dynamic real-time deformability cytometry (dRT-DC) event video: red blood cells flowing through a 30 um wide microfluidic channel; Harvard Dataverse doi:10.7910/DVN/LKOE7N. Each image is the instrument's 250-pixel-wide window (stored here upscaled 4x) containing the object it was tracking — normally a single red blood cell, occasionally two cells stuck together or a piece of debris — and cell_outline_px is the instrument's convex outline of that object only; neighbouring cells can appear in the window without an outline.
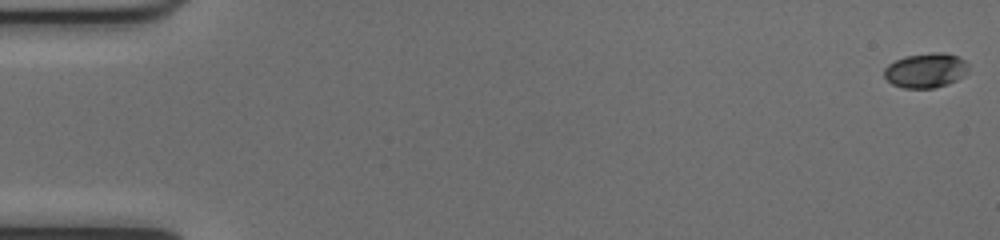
{"species": "common noctule bat (a hibernating species)", "species_latin": "Nyctalus noctula", "temperature_condition": "cold", "stored_images_in_passage": 53, "camera_frame_rate_fps": 3000, "um_per_image_px": 0.085, "animal": {"sex": "female", "body_mass_g": 17.0, "forearm_length_mm": 48.0}, "frame": {"image": 1, "passage_image": 1, "time_ms": 0.0, "image_size_px": [1000, 240], "cell_outline_px": [[968, 72], [956, 80], [948, 84], [932, 88], [904, 88], [892, 84], [884, 76], [884, 68], [888, 64], [904, 56], [936, 52], [944, 52], [956, 56], [964, 60], [968, 64]], "centroid_in_image_um": [78.68, 5.98], "position_along_channel_um": 6.3, "area_um2": 16.99}}
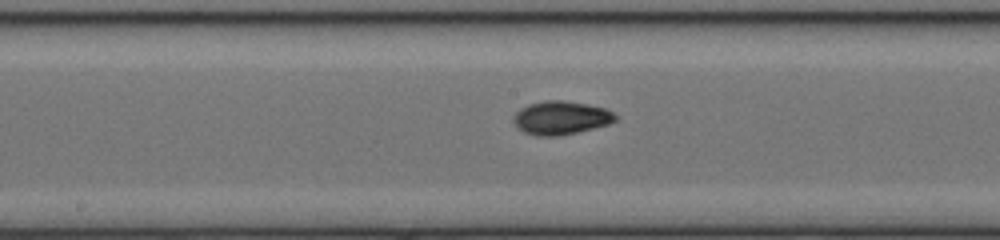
{"frame": {"image": 2, "passage_image": 28, "time_ms": 9.0, "image_size_px": [1000, 240], "cell_outline_px": [[616, 120], [608, 124], [576, 132], [556, 136], [536, 136], [524, 132], [512, 120], [516, 112], [520, 108], [528, 104], [544, 100], [564, 100], [588, 104], [608, 108], [616, 116]], "centroid_in_image_um": [47.67, 9.99], "position_along_channel_um": 200.5, "area_um2": 19.83}}
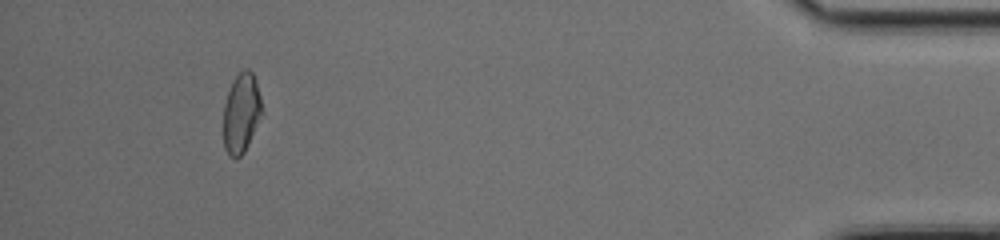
{"frame": {"image": 3, "passage_image": 49, "time_ms": 16.0, "image_size_px": [1000, 240], "cell_outline_px": [[260, 112], [248, 144], [244, 152], [236, 160], [228, 156], [224, 148], [224, 104], [228, 92], [236, 76], [244, 68], [248, 68], [252, 72], [256, 80], [260, 96]], "centroid_in_image_um": [20.47, 9.62], "position_along_channel_um": 414.7, "area_um2": 17.34}, "authors_computed_cell_mechanics": {"area_um2": 18.1492, "velocity_mm_per_s": 4.0311, "shape_relaxation_time_tau1_ms": 5.1073, "shape_relaxation_time_tau2_ms": 2.5557, "deformation_change_tau1": 0.1572, "deformation_change_tau2": 0.055}}